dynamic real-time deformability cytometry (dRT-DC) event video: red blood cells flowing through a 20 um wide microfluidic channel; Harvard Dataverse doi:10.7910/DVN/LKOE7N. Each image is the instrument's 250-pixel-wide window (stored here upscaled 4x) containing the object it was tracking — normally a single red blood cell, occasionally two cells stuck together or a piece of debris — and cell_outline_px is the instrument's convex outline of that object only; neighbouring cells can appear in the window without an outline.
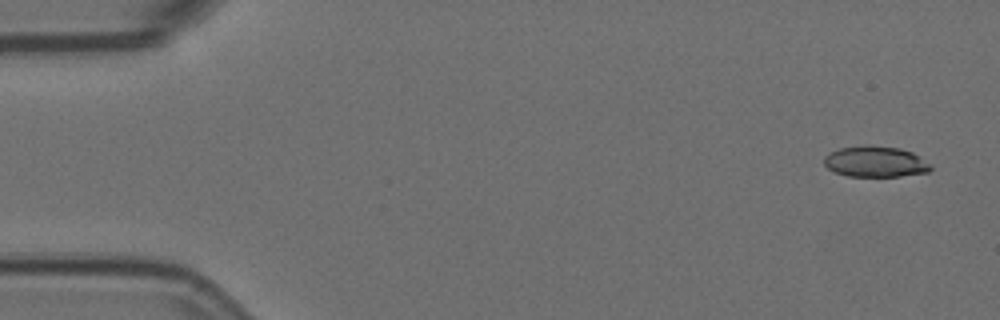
{"species": "Egyptian fruit bat (a non-hibernating species)", "species_latin": "Rousettus aegyptiacus", "temperature_condition": "room temperature", "stored_images_in_passage": 5, "camera_frame_rate_fps": 3000, "um_per_image_px": 0.085, "animal": {"sex": "female"}, "frame": {"image": 1, "passage_image": 1, "time_ms": 0.0, "image_size_px": [1000, 320], "cell_outline_px": [[932, 168], [928, 172], [900, 176], [848, 176], [836, 172], [828, 168], [824, 164], [824, 156], [828, 152], [840, 148], [868, 144], [900, 148], [912, 152], [932, 164]], "centroid_in_image_um": [74.41, 13.72], "position_along_channel_um": 10.6, "area_um2": 19.36}}
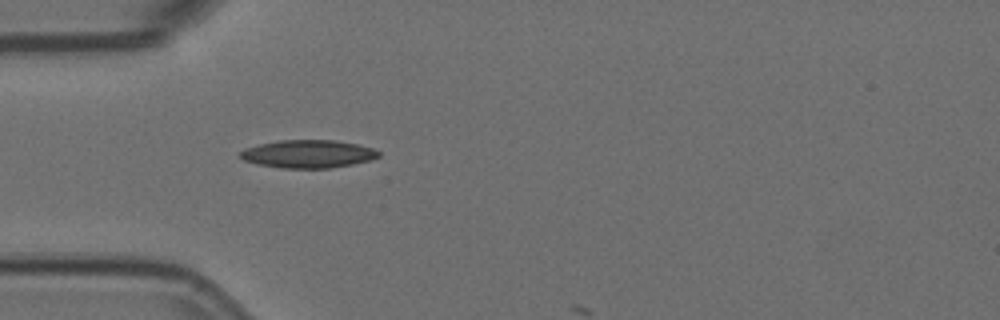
{"frame": {"image": 2, "passage_image": 5, "time_ms": 1.333, "image_size_px": [1000, 320], "cell_outline_px": [[380, 156], [368, 160], [352, 164], [328, 168], [284, 168], [256, 164], [244, 160], [240, 156], [240, 152], [244, 148], [260, 144], [280, 140], [336, 140], [360, 144], [372, 148], [380, 152]], "centroid_in_image_um": [26.19, 13.07], "position_along_channel_um": 58.8, "area_um2": 22.48}}